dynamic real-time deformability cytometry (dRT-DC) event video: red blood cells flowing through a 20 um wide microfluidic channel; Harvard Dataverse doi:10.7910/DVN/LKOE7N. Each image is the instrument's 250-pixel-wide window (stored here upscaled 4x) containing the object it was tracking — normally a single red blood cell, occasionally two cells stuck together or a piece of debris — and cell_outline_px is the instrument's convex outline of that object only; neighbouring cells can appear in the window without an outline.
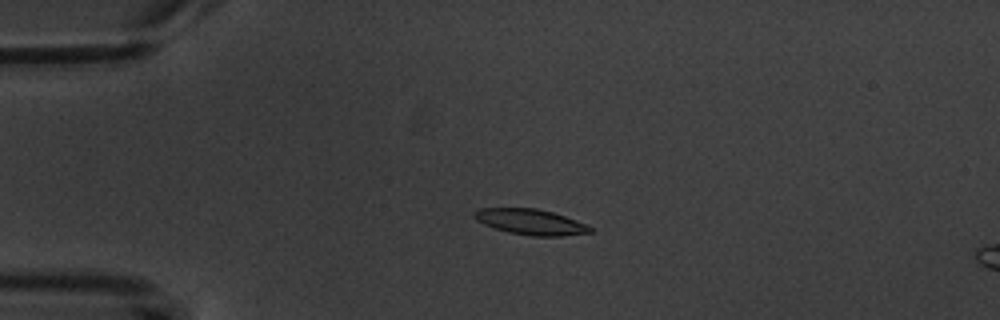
{"species": "common noctule bat (a hibernating species)", "species_latin": "Nyctalus noctula", "temperature_condition": "warm", "stored_images_in_passage": 3, "camera_frame_rate_fps": 3000, "um_per_image_px": 0.085, "animal": {"sex": "male", "body_mass_g": 20.1, "forearm_length_mm": 53.5}, "frame": {"image": 1, "passage_image": 1, "time_ms": 0.0, "image_size_px": [1000, 320], "cell_outline_px": [[592, 232], [560, 236], [532, 236], [508, 232], [492, 228], [476, 220], [472, 216], [472, 212], [480, 208], [536, 208], [552, 212], [588, 224], [592, 228]], "centroid_in_image_um": [45.07, 18.86], "position_along_channel_um": 39.9, "area_um2": 17.4}}